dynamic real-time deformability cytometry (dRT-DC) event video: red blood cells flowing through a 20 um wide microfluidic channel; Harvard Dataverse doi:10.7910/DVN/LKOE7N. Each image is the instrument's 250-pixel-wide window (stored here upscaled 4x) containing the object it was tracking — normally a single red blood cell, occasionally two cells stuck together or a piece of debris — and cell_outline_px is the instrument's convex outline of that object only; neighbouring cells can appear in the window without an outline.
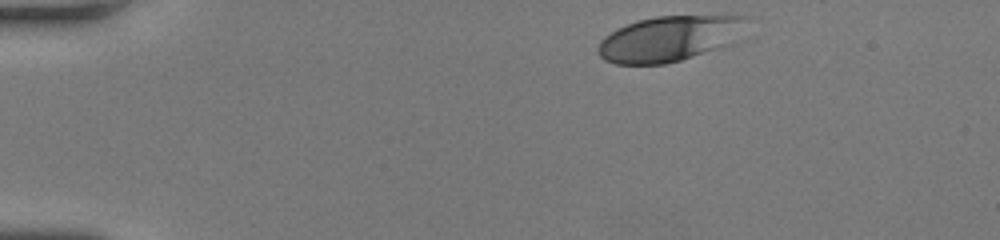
{"species": "human", "species_latin": "Homo sapiens", "temperature_condition": "room temperature", "stored_images_in_passage": 35, "camera_frame_rate_fps": 3000, "um_per_image_px": 0.085, "donor": {"sex": "female"}, "frame": {"image": 1, "passage_image": 1, "time_ms": 0.0, "image_size_px": [1000, 240], "cell_outline_px": [[748, 16], [732, 44], [680, 60], [664, 64], [616, 64], [604, 60], [596, 52], [596, 48], [600, 40], [604, 36], [636, 20], [656, 16], [728, 12]], "centroid_in_image_um": [56.93, 3.23], "position_along_channel_um": 28.1, "area_um2": 40.23}}
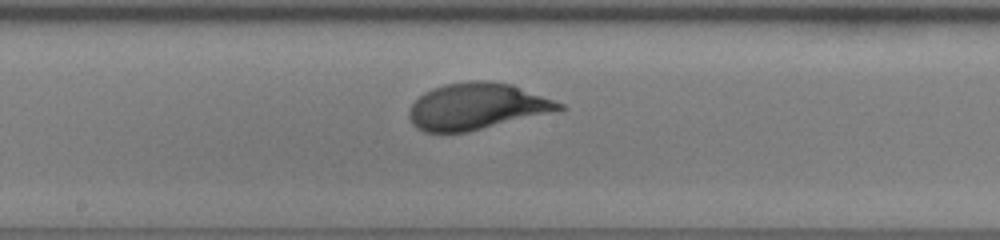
{"frame": {"image": 2, "passage_image": 20, "time_ms": 6.333, "image_size_px": [1000, 240], "cell_outline_px": [[564, 108], [468, 132], [424, 132], [416, 128], [412, 124], [408, 116], [408, 112], [412, 104], [424, 92], [432, 88], [444, 84], [468, 80], [488, 80], [512, 84], [564, 104]], "centroid_in_image_um": [40.45, 9.02], "position_along_channel_um": 207.8, "area_um2": 40.23}}
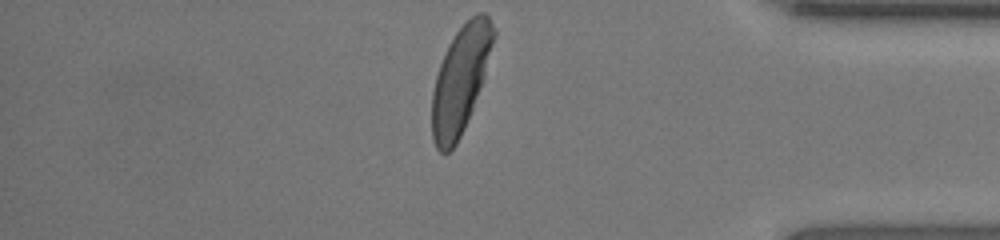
{"frame": {"image": 3, "passage_image": 35, "time_ms": 11.333, "image_size_px": [1000, 240], "cell_outline_px": [[496, 36], [484, 76], [472, 108], [464, 128], [456, 144], [448, 152], [440, 152], [436, 148], [432, 140], [432, 92], [436, 76], [440, 64], [448, 44], [456, 32], [476, 12], [484, 12], [488, 16], [496, 28]], "centroid_in_image_um": [39.15, 6.74], "position_along_channel_um": 396.1, "area_um2": 38.03}, "authors_computed_cell_mechanics": {"area_um2": 40.0554, "velocity_mm_per_s": 4.2182, "shape_relaxation_time_tau1_ms": 2.6042, "shape_relaxation_time_tau2_ms": null, "deformation_change_tau1": 0.1645, "deformation_change_tau2": null}}